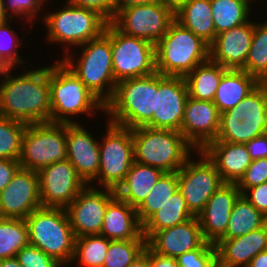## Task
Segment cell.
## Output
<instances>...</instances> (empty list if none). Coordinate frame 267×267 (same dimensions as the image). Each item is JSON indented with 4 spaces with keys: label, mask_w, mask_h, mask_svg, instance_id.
Instances as JSON below:
<instances>
[{
    "label": "cell",
    "mask_w": 267,
    "mask_h": 267,
    "mask_svg": "<svg viewBox=\"0 0 267 267\" xmlns=\"http://www.w3.org/2000/svg\"><path fill=\"white\" fill-rule=\"evenodd\" d=\"M36 68L0 76V116L27 125L50 122L49 65Z\"/></svg>",
    "instance_id": "cell-1"
},
{
    "label": "cell",
    "mask_w": 267,
    "mask_h": 267,
    "mask_svg": "<svg viewBox=\"0 0 267 267\" xmlns=\"http://www.w3.org/2000/svg\"><path fill=\"white\" fill-rule=\"evenodd\" d=\"M79 59L65 54L62 62L70 68L83 84L106 105L113 97L116 84L113 75L111 51V22L96 39L79 46ZM77 59L74 61V58Z\"/></svg>",
    "instance_id": "cell-2"
},
{
    "label": "cell",
    "mask_w": 267,
    "mask_h": 267,
    "mask_svg": "<svg viewBox=\"0 0 267 267\" xmlns=\"http://www.w3.org/2000/svg\"><path fill=\"white\" fill-rule=\"evenodd\" d=\"M50 122L71 124L72 116L97 111L103 113L105 105L83 84V82L60 59L49 66ZM70 116V118H69Z\"/></svg>",
    "instance_id": "cell-3"
},
{
    "label": "cell",
    "mask_w": 267,
    "mask_h": 267,
    "mask_svg": "<svg viewBox=\"0 0 267 267\" xmlns=\"http://www.w3.org/2000/svg\"><path fill=\"white\" fill-rule=\"evenodd\" d=\"M156 112V72L117 82L104 114L113 124L134 129L146 126Z\"/></svg>",
    "instance_id": "cell-4"
},
{
    "label": "cell",
    "mask_w": 267,
    "mask_h": 267,
    "mask_svg": "<svg viewBox=\"0 0 267 267\" xmlns=\"http://www.w3.org/2000/svg\"><path fill=\"white\" fill-rule=\"evenodd\" d=\"M131 130L134 161L153 166L164 173L178 171L196 151L180 131L155 129L147 126Z\"/></svg>",
    "instance_id": "cell-5"
},
{
    "label": "cell",
    "mask_w": 267,
    "mask_h": 267,
    "mask_svg": "<svg viewBox=\"0 0 267 267\" xmlns=\"http://www.w3.org/2000/svg\"><path fill=\"white\" fill-rule=\"evenodd\" d=\"M156 71L162 75L185 77L209 60V45L174 20L155 44Z\"/></svg>",
    "instance_id": "cell-6"
},
{
    "label": "cell",
    "mask_w": 267,
    "mask_h": 267,
    "mask_svg": "<svg viewBox=\"0 0 267 267\" xmlns=\"http://www.w3.org/2000/svg\"><path fill=\"white\" fill-rule=\"evenodd\" d=\"M29 244L38 247L64 267L74 256L75 236L65 208L39 207L26 219Z\"/></svg>",
    "instance_id": "cell-7"
},
{
    "label": "cell",
    "mask_w": 267,
    "mask_h": 267,
    "mask_svg": "<svg viewBox=\"0 0 267 267\" xmlns=\"http://www.w3.org/2000/svg\"><path fill=\"white\" fill-rule=\"evenodd\" d=\"M66 4V5H65ZM61 10L46 13L44 25L46 26V37L51 43H60L68 48L79 47L90 40L99 38L105 31L108 21L98 12L64 3ZM67 50V51H66Z\"/></svg>",
    "instance_id": "cell-8"
},
{
    "label": "cell",
    "mask_w": 267,
    "mask_h": 267,
    "mask_svg": "<svg viewBox=\"0 0 267 267\" xmlns=\"http://www.w3.org/2000/svg\"><path fill=\"white\" fill-rule=\"evenodd\" d=\"M267 133V82H261L235 107L221 113L215 140L245 144Z\"/></svg>",
    "instance_id": "cell-9"
},
{
    "label": "cell",
    "mask_w": 267,
    "mask_h": 267,
    "mask_svg": "<svg viewBox=\"0 0 267 267\" xmlns=\"http://www.w3.org/2000/svg\"><path fill=\"white\" fill-rule=\"evenodd\" d=\"M66 124L43 122L27 125L22 136L20 167L39 171L66 160Z\"/></svg>",
    "instance_id": "cell-10"
},
{
    "label": "cell",
    "mask_w": 267,
    "mask_h": 267,
    "mask_svg": "<svg viewBox=\"0 0 267 267\" xmlns=\"http://www.w3.org/2000/svg\"><path fill=\"white\" fill-rule=\"evenodd\" d=\"M102 143L99 142L100 165L97 178L103 188L117 190L134 162L132 130L107 122Z\"/></svg>",
    "instance_id": "cell-11"
},
{
    "label": "cell",
    "mask_w": 267,
    "mask_h": 267,
    "mask_svg": "<svg viewBox=\"0 0 267 267\" xmlns=\"http://www.w3.org/2000/svg\"><path fill=\"white\" fill-rule=\"evenodd\" d=\"M111 51L116 82L157 72L155 45L148 40L123 34L112 23Z\"/></svg>",
    "instance_id": "cell-12"
},
{
    "label": "cell",
    "mask_w": 267,
    "mask_h": 267,
    "mask_svg": "<svg viewBox=\"0 0 267 267\" xmlns=\"http://www.w3.org/2000/svg\"><path fill=\"white\" fill-rule=\"evenodd\" d=\"M199 161L191 158L177 171L178 188L189 210L198 216L211 196L224 184L214 163L202 150L195 151ZM193 159V160H192Z\"/></svg>",
    "instance_id": "cell-13"
},
{
    "label": "cell",
    "mask_w": 267,
    "mask_h": 267,
    "mask_svg": "<svg viewBox=\"0 0 267 267\" xmlns=\"http://www.w3.org/2000/svg\"><path fill=\"white\" fill-rule=\"evenodd\" d=\"M175 13L160 2L114 9L111 23L123 34L142 38L154 45L167 33Z\"/></svg>",
    "instance_id": "cell-14"
},
{
    "label": "cell",
    "mask_w": 267,
    "mask_h": 267,
    "mask_svg": "<svg viewBox=\"0 0 267 267\" xmlns=\"http://www.w3.org/2000/svg\"><path fill=\"white\" fill-rule=\"evenodd\" d=\"M115 196V190L91 185L79 192L65 208L75 238L100 234L107 205Z\"/></svg>",
    "instance_id": "cell-15"
},
{
    "label": "cell",
    "mask_w": 267,
    "mask_h": 267,
    "mask_svg": "<svg viewBox=\"0 0 267 267\" xmlns=\"http://www.w3.org/2000/svg\"><path fill=\"white\" fill-rule=\"evenodd\" d=\"M188 97V87L184 77L156 72V112L146 126L180 131Z\"/></svg>",
    "instance_id": "cell-16"
},
{
    "label": "cell",
    "mask_w": 267,
    "mask_h": 267,
    "mask_svg": "<svg viewBox=\"0 0 267 267\" xmlns=\"http://www.w3.org/2000/svg\"><path fill=\"white\" fill-rule=\"evenodd\" d=\"M38 177L43 207L66 208L86 186L67 159L40 169Z\"/></svg>",
    "instance_id": "cell-17"
},
{
    "label": "cell",
    "mask_w": 267,
    "mask_h": 267,
    "mask_svg": "<svg viewBox=\"0 0 267 267\" xmlns=\"http://www.w3.org/2000/svg\"><path fill=\"white\" fill-rule=\"evenodd\" d=\"M41 206L38 172L20 167L0 192V217L26 219Z\"/></svg>",
    "instance_id": "cell-18"
},
{
    "label": "cell",
    "mask_w": 267,
    "mask_h": 267,
    "mask_svg": "<svg viewBox=\"0 0 267 267\" xmlns=\"http://www.w3.org/2000/svg\"><path fill=\"white\" fill-rule=\"evenodd\" d=\"M220 118L221 114L212 101L188 97L180 132L196 150H202L216 139Z\"/></svg>",
    "instance_id": "cell-19"
},
{
    "label": "cell",
    "mask_w": 267,
    "mask_h": 267,
    "mask_svg": "<svg viewBox=\"0 0 267 267\" xmlns=\"http://www.w3.org/2000/svg\"><path fill=\"white\" fill-rule=\"evenodd\" d=\"M80 123L66 124V159L88 186L97 178L100 165L98 139ZM96 139V140H95Z\"/></svg>",
    "instance_id": "cell-20"
},
{
    "label": "cell",
    "mask_w": 267,
    "mask_h": 267,
    "mask_svg": "<svg viewBox=\"0 0 267 267\" xmlns=\"http://www.w3.org/2000/svg\"><path fill=\"white\" fill-rule=\"evenodd\" d=\"M241 195L236 183H224L197 216L206 242L216 245L226 234L230 214Z\"/></svg>",
    "instance_id": "cell-21"
},
{
    "label": "cell",
    "mask_w": 267,
    "mask_h": 267,
    "mask_svg": "<svg viewBox=\"0 0 267 267\" xmlns=\"http://www.w3.org/2000/svg\"><path fill=\"white\" fill-rule=\"evenodd\" d=\"M254 21L233 27L216 35L209 46V59L227 69H242L250 50Z\"/></svg>",
    "instance_id": "cell-22"
},
{
    "label": "cell",
    "mask_w": 267,
    "mask_h": 267,
    "mask_svg": "<svg viewBox=\"0 0 267 267\" xmlns=\"http://www.w3.org/2000/svg\"><path fill=\"white\" fill-rule=\"evenodd\" d=\"M205 239L197 216L173 227L155 232L147 245L157 254L177 258L200 248Z\"/></svg>",
    "instance_id": "cell-23"
},
{
    "label": "cell",
    "mask_w": 267,
    "mask_h": 267,
    "mask_svg": "<svg viewBox=\"0 0 267 267\" xmlns=\"http://www.w3.org/2000/svg\"><path fill=\"white\" fill-rule=\"evenodd\" d=\"M202 151L214 163L224 183H237L252 163L242 143L211 141Z\"/></svg>",
    "instance_id": "cell-24"
},
{
    "label": "cell",
    "mask_w": 267,
    "mask_h": 267,
    "mask_svg": "<svg viewBox=\"0 0 267 267\" xmlns=\"http://www.w3.org/2000/svg\"><path fill=\"white\" fill-rule=\"evenodd\" d=\"M100 235L109 240L146 239L136 208L117 195L107 205Z\"/></svg>",
    "instance_id": "cell-25"
},
{
    "label": "cell",
    "mask_w": 267,
    "mask_h": 267,
    "mask_svg": "<svg viewBox=\"0 0 267 267\" xmlns=\"http://www.w3.org/2000/svg\"><path fill=\"white\" fill-rule=\"evenodd\" d=\"M219 260L235 267H247L265 248V225L241 237L221 239L216 245Z\"/></svg>",
    "instance_id": "cell-26"
},
{
    "label": "cell",
    "mask_w": 267,
    "mask_h": 267,
    "mask_svg": "<svg viewBox=\"0 0 267 267\" xmlns=\"http://www.w3.org/2000/svg\"><path fill=\"white\" fill-rule=\"evenodd\" d=\"M163 174L158 168L134 161L116 195L137 209Z\"/></svg>",
    "instance_id": "cell-27"
},
{
    "label": "cell",
    "mask_w": 267,
    "mask_h": 267,
    "mask_svg": "<svg viewBox=\"0 0 267 267\" xmlns=\"http://www.w3.org/2000/svg\"><path fill=\"white\" fill-rule=\"evenodd\" d=\"M260 83L242 69H228L222 76L213 103L221 114L235 107Z\"/></svg>",
    "instance_id": "cell-28"
},
{
    "label": "cell",
    "mask_w": 267,
    "mask_h": 267,
    "mask_svg": "<svg viewBox=\"0 0 267 267\" xmlns=\"http://www.w3.org/2000/svg\"><path fill=\"white\" fill-rule=\"evenodd\" d=\"M210 0H189L176 13L175 20L209 46L216 37Z\"/></svg>",
    "instance_id": "cell-29"
},
{
    "label": "cell",
    "mask_w": 267,
    "mask_h": 267,
    "mask_svg": "<svg viewBox=\"0 0 267 267\" xmlns=\"http://www.w3.org/2000/svg\"><path fill=\"white\" fill-rule=\"evenodd\" d=\"M195 215L189 210L178 189L157 212L142 224V234L148 240L155 232L181 224Z\"/></svg>",
    "instance_id": "cell-30"
},
{
    "label": "cell",
    "mask_w": 267,
    "mask_h": 267,
    "mask_svg": "<svg viewBox=\"0 0 267 267\" xmlns=\"http://www.w3.org/2000/svg\"><path fill=\"white\" fill-rule=\"evenodd\" d=\"M227 70L210 59L196 66L184 77L189 97L213 102L222 76Z\"/></svg>",
    "instance_id": "cell-31"
},
{
    "label": "cell",
    "mask_w": 267,
    "mask_h": 267,
    "mask_svg": "<svg viewBox=\"0 0 267 267\" xmlns=\"http://www.w3.org/2000/svg\"><path fill=\"white\" fill-rule=\"evenodd\" d=\"M266 221L267 218L241 194L233 206L228 228L222 239L241 237L260 229Z\"/></svg>",
    "instance_id": "cell-32"
},
{
    "label": "cell",
    "mask_w": 267,
    "mask_h": 267,
    "mask_svg": "<svg viewBox=\"0 0 267 267\" xmlns=\"http://www.w3.org/2000/svg\"><path fill=\"white\" fill-rule=\"evenodd\" d=\"M216 35L250 20L251 5L246 0H210Z\"/></svg>",
    "instance_id": "cell-33"
},
{
    "label": "cell",
    "mask_w": 267,
    "mask_h": 267,
    "mask_svg": "<svg viewBox=\"0 0 267 267\" xmlns=\"http://www.w3.org/2000/svg\"><path fill=\"white\" fill-rule=\"evenodd\" d=\"M178 173H164L147 195L145 201L136 209L137 218L142 225L152 214L173 196L178 190Z\"/></svg>",
    "instance_id": "cell-34"
},
{
    "label": "cell",
    "mask_w": 267,
    "mask_h": 267,
    "mask_svg": "<svg viewBox=\"0 0 267 267\" xmlns=\"http://www.w3.org/2000/svg\"><path fill=\"white\" fill-rule=\"evenodd\" d=\"M254 22V32L250 50L242 70L267 82V21Z\"/></svg>",
    "instance_id": "cell-35"
},
{
    "label": "cell",
    "mask_w": 267,
    "mask_h": 267,
    "mask_svg": "<svg viewBox=\"0 0 267 267\" xmlns=\"http://www.w3.org/2000/svg\"><path fill=\"white\" fill-rule=\"evenodd\" d=\"M110 241L100 234L75 238L73 263L71 264L78 262L76 264L82 267H103Z\"/></svg>",
    "instance_id": "cell-36"
},
{
    "label": "cell",
    "mask_w": 267,
    "mask_h": 267,
    "mask_svg": "<svg viewBox=\"0 0 267 267\" xmlns=\"http://www.w3.org/2000/svg\"><path fill=\"white\" fill-rule=\"evenodd\" d=\"M29 244L25 219L0 217V260L16 257Z\"/></svg>",
    "instance_id": "cell-37"
},
{
    "label": "cell",
    "mask_w": 267,
    "mask_h": 267,
    "mask_svg": "<svg viewBox=\"0 0 267 267\" xmlns=\"http://www.w3.org/2000/svg\"><path fill=\"white\" fill-rule=\"evenodd\" d=\"M146 246V239L111 240L103 267H128Z\"/></svg>",
    "instance_id": "cell-38"
},
{
    "label": "cell",
    "mask_w": 267,
    "mask_h": 267,
    "mask_svg": "<svg viewBox=\"0 0 267 267\" xmlns=\"http://www.w3.org/2000/svg\"><path fill=\"white\" fill-rule=\"evenodd\" d=\"M27 124L0 116V159L19 160Z\"/></svg>",
    "instance_id": "cell-39"
},
{
    "label": "cell",
    "mask_w": 267,
    "mask_h": 267,
    "mask_svg": "<svg viewBox=\"0 0 267 267\" xmlns=\"http://www.w3.org/2000/svg\"><path fill=\"white\" fill-rule=\"evenodd\" d=\"M176 259L179 267H214L219 257L215 245L205 242L200 248L179 255Z\"/></svg>",
    "instance_id": "cell-40"
},
{
    "label": "cell",
    "mask_w": 267,
    "mask_h": 267,
    "mask_svg": "<svg viewBox=\"0 0 267 267\" xmlns=\"http://www.w3.org/2000/svg\"><path fill=\"white\" fill-rule=\"evenodd\" d=\"M11 21L12 19L0 25V54H2L14 68H17L19 65L25 64V60H23L21 58L22 56L18 54V48L21 47L20 45L22 44V39H16L18 36L16 33L14 34L16 31H14V29L10 26L12 23ZM8 40H10V42Z\"/></svg>",
    "instance_id": "cell-41"
},
{
    "label": "cell",
    "mask_w": 267,
    "mask_h": 267,
    "mask_svg": "<svg viewBox=\"0 0 267 267\" xmlns=\"http://www.w3.org/2000/svg\"><path fill=\"white\" fill-rule=\"evenodd\" d=\"M6 14L13 20V16L22 17L28 20L30 25L33 24V19L39 17L43 5L48 0H3ZM39 12V13H38ZM38 15V16H37ZM35 17V18H34Z\"/></svg>",
    "instance_id": "cell-42"
},
{
    "label": "cell",
    "mask_w": 267,
    "mask_h": 267,
    "mask_svg": "<svg viewBox=\"0 0 267 267\" xmlns=\"http://www.w3.org/2000/svg\"><path fill=\"white\" fill-rule=\"evenodd\" d=\"M16 258L22 267H64L56 259L30 244L23 247L16 254Z\"/></svg>",
    "instance_id": "cell-43"
},
{
    "label": "cell",
    "mask_w": 267,
    "mask_h": 267,
    "mask_svg": "<svg viewBox=\"0 0 267 267\" xmlns=\"http://www.w3.org/2000/svg\"><path fill=\"white\" fill-rule=\"evenodd\" d=\"M267 182V158L252 160L244 175L236 183L243 194L248 188Z\"/></svg>",
    "instance_id": "cell-44"
},
{
    "label": "cell",
    "mask_w": 267,
    "mask_h": 267,
    "mask_svg": "<svg viewBox=\"0 0 267 267\" xmlns=\"http://www.w3.org/2000/svg\"><path fill=\"white\" fill-rule=\"evenodd\" d=\"M66 2L98 12L108 22L114 17V0H67Z\"/></svg>",
    "instance_id": "cell-45"
},
{
    "label": "cell",
    "mask_w": 267,
    "mask_h": 267,
    "mask_svg": "<svg viewBox=\"0 0 267 267\" xmlns=\"http://www.w3.org/2000/svg\"><path fill=\"white\" fill-rule=\"evenodd\" d=\"M242 195L267 218V182L248 188Z\"/></svg>",
    "instance_id": "cell-46"
},
{
    "label": "cell",
    "mask_w": 267,
    "mask_h": 267,
    "mask_svg": "<svg viewBox=\"0 0 267 267\" xmlns=\"http://www.w3.org/2000/svg\"><path fill=\"white\" fill-rule=\"evenodd\" d=\"M19 168V160L0 159V192L8 186Z\"/></svg>",
    "instance_id": "cell-47"
},
{
    "label": "cell",
    "mask_w": 267,
    "mask_h": 267,
    "mask_svg": "<svg viewBox=\"0 0 267 267\" xmlns=\"http://www.w3.org/2000/svg\"><path fill=\"white\" fill-rule=\"evenodd\" d=\"M252 160L267 158V133L245 143Z\"/></svg>",
    "instance_id": "cell-48"
},
{
    "label": "cell",
    "mask_w": 267,
    "mask_h": 267,
    "mask_svg": "<svg viewBox=\"0 0 267 267\" xmlns=\"http://www.w3.org/2000/svg\"><path fill=\"white\" fill-rule=\"evenodd\" d=\"M149 267H179L177 259L155 253L149 247Z\"/></svg>",
    "instance_id": "cell-49"
},
{
    "label": "cell",
    "mask_w": 267,
    "mask_h": 267,
    "mask_svg": "<svg viewBox=\"0 0 267 267\" xmlns=\"http://www.w3.org/2000/svg\"><path fill=\"white\" fill-rule=\"evenodd\" d=\"M159 0H114V9H123L131 6L151 4Z\"/></svg>",
    "instance_id": "cell-50"
},
{
    "label": "cell",
    "mask_w": 267,
    "mask_h": 267,
    "mask_svg": "<svg viewBox=\"0 0 267 267\" xmlns=\"http://www.w3.org/2000/svg\"><path fill=\"white\" fill-rule=\"evenodd\" d=\"M128 267H149V246Z\"/></svg>",
    "instance_id": "cell-51"
},
{
    "label": "cell",
    "mask_w": 267,
    "mask_h": 267,
    "mask_svg": "<svg viewBox=\"0 0 267 267\" xmlns=\"http://www.w3.org/2000/svg\"><path fill=\"white\" fill-rule=\"evenodd\" d=\"M247 267H267V251L258 253Z\"/></svg>",
    "instance_id": "cell-52"
},
{
    "label": "cell",
    "mask_w": 267,
    "mask_h": 267,
    "mask_svg": "<svg viewBox=\"0 0 267 267\" xmlns=\"http://www.w3.org/2000/svg\"><path fill=\"white\" fill-rule=\"evenodd\" d=\"M189 0H159V2L176 13Z\"/></svg>",
    "instance_id": "cell-53"
},
{
    "label": "cell",
    "mask_w": 267,
    "mask_h": 267,
    "mask_svg": "<svg viewBox=\"0 0 267 267\" xmlns=\"http://www.w3.org/2000/svg\"><path fill=\"white\" fill-rule=\"evenodd\" d=\"M15 69L6 59L5 57L0 54V76L9 73Z\"/></svg>",
    "instance_id": "cell-54"
},
{
    "label": "cell",
    "mask_w": 267,
    "mask_h": 267,
    "mask_svg": "<svg viewBox=\"0 0 267 267\" xmlns=\"http://www.w3.org/2000/svg\"><path fill=\"white\" fill-rule=\"evenodd\" d=\"M0 267H22L16 257L6 258L0 260Z\"/></svg>",
    "instance_id": "cell-55"
},
{
    "label": "cell",
    "mask_w": 267,
    "mask_h": 267,
    "mask_svg": "<svg viewBox=\"0 0 267 267\" xmlns=\"http://www.w3.org/2000/svg\"><path fill=\"white\" fill-rule=\"evenodd\" d=\"M8 20H10V18L6 14L4 1L0 0V25L6 23Z\"/></svg>",
    "instance_id": "cell-56"
},
{
    "label": "cell",
    "mask_w": 267,
    "mask_h": 267,
    "mask_svg": "<svg viewBox=\"0 0 267 267\" xmlns=\"http://www.w3.org/2000/svg\"><path fill=\"white\" fill-rule=\"evenodd\" d=\"M214 267H235V266L226 265V264L222 263L220 260H218V261L215 263Z\"/></svg>",
    "instance_id": "cell-57"
},
{
    "label": "cell",
    "mask_w": 267,
    "mask_h": 267,
    "mask_svg": "<svg viewBox=\"0 0 267 267\" xmlns=\"http://www.w3.org/2000/svg\"><path fill=\"white\" fill-rule=\"evenodd\" d=\"M265 251H267V221L265 222Z\"/></svg>",
    "instance_id": "cell-58"
},
{
    "label": "cell",
    "mask_w": 267,
    "mask_h": 267,
    "mask_svg": "<svg viewBox=\"0 0 267 267\" xmlns=\"http://www.w3.org/2000/svg\"><path fill=\"white\" fill-rule=\"evenodd\" d=\"M249 4H251V1L252 2H255L254 0H246Z\"/></svg>",
    "instance_id": "cell-59"
}]
</instances>
